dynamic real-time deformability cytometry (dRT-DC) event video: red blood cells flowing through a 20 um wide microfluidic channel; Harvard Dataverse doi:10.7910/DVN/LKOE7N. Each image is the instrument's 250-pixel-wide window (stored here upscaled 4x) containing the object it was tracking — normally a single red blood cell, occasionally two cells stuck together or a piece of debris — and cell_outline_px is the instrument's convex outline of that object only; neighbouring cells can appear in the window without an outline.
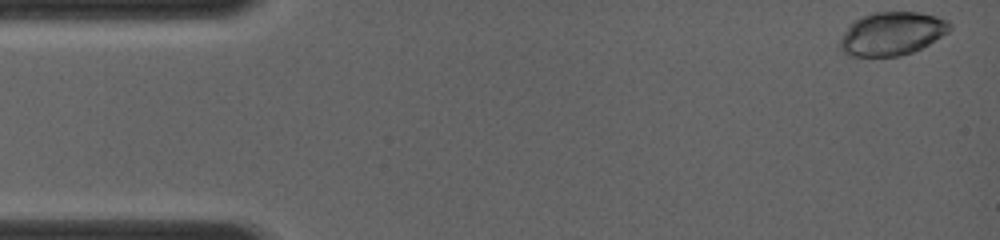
{"species": "common noctule bat (a hibernating species)", "species_latin": "Nyctalus noctula", "temperature_condition": "room temperature", "stored_images_in_passage": 8, "camera_frame_rate_fps": 4000, "um_per_image_px": 0.085, "animal": {"sex": "female", "body_mass_g": 19.0, "forearm_length_mm": 56.7}, "frame": {"image": 1, "passage_image": 1, "time_ms": 0.0, "image_size_px": [1000, 240], "cell_outline_px": [[952, 28], [948, 32], [928, 44], [912, 52], [900, 56], [848, 56], [840, 48], [840, 40], [848, 24], [852, 20], [860, 16], [876, 12], [920, 12], [936, 16], [948, 20], [952, 24]], "centroid_in_image_um": [75.8, 2.84], "position_along_channel_um": 9.2, "area_um2": 27.86}}